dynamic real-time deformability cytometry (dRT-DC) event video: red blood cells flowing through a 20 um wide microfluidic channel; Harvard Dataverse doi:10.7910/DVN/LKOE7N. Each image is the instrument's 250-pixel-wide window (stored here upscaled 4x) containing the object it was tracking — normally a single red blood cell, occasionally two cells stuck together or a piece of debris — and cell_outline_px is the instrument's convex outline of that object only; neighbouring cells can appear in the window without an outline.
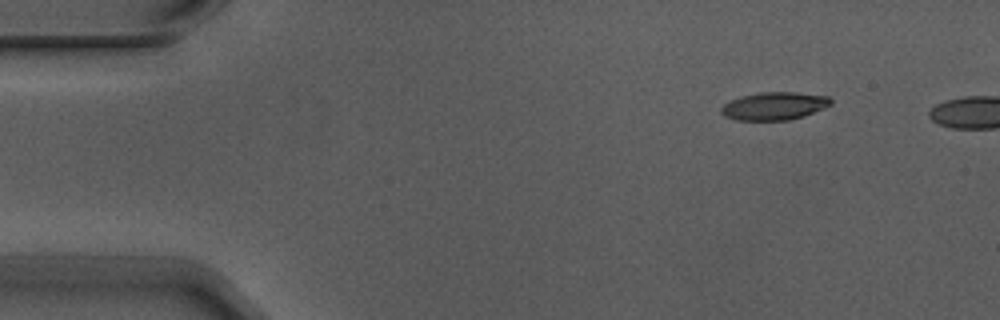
{"species": "Egyptian fruit bat (a non-hibernating species)", "species_latin": "Rousettus aegyptiacus", "temperature_condition": "warm", "stored_images_in_passage": 3, "camera_frame_rate_fps": 3000, "um_per_image_px": 0.085, "animal": {"sex": "male"}, "frame": {"image": 1, "passage_image": 3, "time_ms": 0.667, "image_size_px": [1000, 320], "cell_outline_px": [[832, 104], [824, 108], [804, 116], [788, 120], [736, 120], [724, 116], [720, 112], [720, 108], [724, 104], [740, 96], [760, 92], [796, 92], [828, 96], [832, 100]], "centroid_in_image_um": [65.81, 9.01], "position_along_channel_um": 19.2, "area_um2": 17.86}}